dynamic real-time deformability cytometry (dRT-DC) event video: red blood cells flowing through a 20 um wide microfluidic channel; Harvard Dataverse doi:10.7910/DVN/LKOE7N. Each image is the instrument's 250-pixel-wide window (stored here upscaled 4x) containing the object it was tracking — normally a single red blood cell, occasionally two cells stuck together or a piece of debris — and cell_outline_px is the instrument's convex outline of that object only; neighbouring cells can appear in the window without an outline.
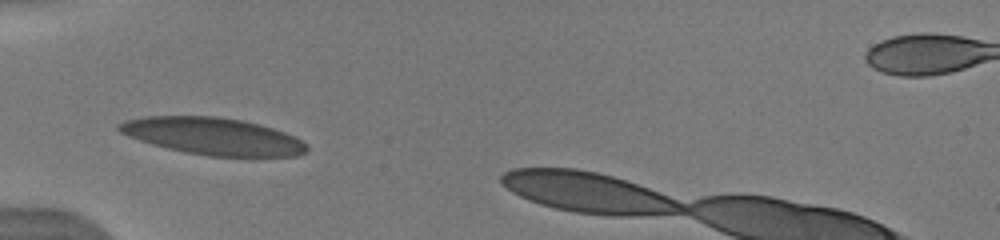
{"species": "human", "species_latin": "Homo sapiens", "temperature_condition": "warm", "stored_images_in_passage": 31, "camera_frame_rate_fps": 3000, "um_per_image_px": 0.085, "donor": {"sex": "male"}, "frame": {"image": 1, "passage_image": 5, "time_ms": 2.0, "image_size_px": [1000, 240], "cell_outline_px": [[308, 152], [296, 156], [208, 156], [168, 148], [152, 144], [128, 136], [120, 132], [116, 128], [116, 124], [124, 120], [148, 116], [216, 116], [244, 120], [260, 124], [296, 136], [308, 144]], "centroid_in_image_um": [18.12, 11.57], "position_along_channel_um": 66.9, "area_um2": 40.69}}
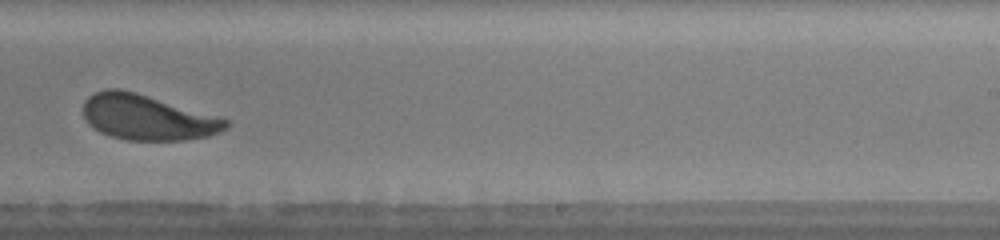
{"frame": {"image": 2, "passage_image": 17, "time_ms": 7.333, "image_size_px": [1000, 240], "cell_outline_px": [[228, 128], [220, 132], [208, 136], [184, 140], [128, 140], [112, 136], [100, 132], [92, 128], [84, 120], [84, 100], [92, 92], [104, 88], [120, 88], [136, 92], [220, 116], [228, 120]], "centroid_in_image_um": [12.51, 9.96], "position_along_channel_um": 276.5, "area_um2": 38.09}, "authors_computed_cell_mechanics": {"area_um2": 38.6104, "velocity_mm_per_s": 4.007, "shape_relaxation_time_tau1_ms": 2.8755, "shape_relaxation_time_tau2_ms": 0.8571, "deformation_change_tau1": 0.1416, "deformation_change_tau2": 0.0746}}